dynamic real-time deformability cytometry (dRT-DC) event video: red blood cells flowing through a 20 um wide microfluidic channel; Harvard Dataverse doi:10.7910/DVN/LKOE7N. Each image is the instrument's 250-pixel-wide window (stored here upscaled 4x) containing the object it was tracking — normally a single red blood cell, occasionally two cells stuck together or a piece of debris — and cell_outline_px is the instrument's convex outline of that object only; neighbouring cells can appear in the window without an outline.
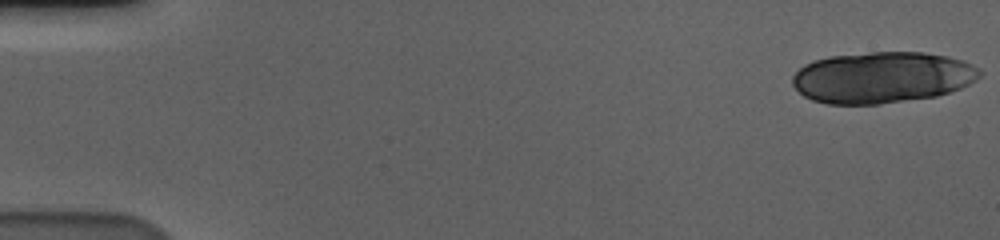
{"species": "human", "species_latin": "Homo sapiens", "temperature_condition": "cold", "stored_images_in_passage": 20, "camera_frame_rate_fps": 3000, "um_per_image_px": 0.085, "donor": {"sex": "male"}, "frame": {"image": 1, "passage_image": 1, "time_ms": 0.0, "image_size_px": [1000, 240], "cell_outline_px": [[984, 72], [980, 76], [968, 84], [960, 88], [936, 96], [880, 104], [828, 104], [812, 100], [804, 96], [792, 84], [792, 76], [804, 64], [812, 60], [828, 56], [868, 52], [924, 52], [948, 56], [964, 60], [980, 68]], "centroid_in_image_um": [74.98, 6.57], "position_along_channel_um": 10.0, "area_um2": 56.3}}